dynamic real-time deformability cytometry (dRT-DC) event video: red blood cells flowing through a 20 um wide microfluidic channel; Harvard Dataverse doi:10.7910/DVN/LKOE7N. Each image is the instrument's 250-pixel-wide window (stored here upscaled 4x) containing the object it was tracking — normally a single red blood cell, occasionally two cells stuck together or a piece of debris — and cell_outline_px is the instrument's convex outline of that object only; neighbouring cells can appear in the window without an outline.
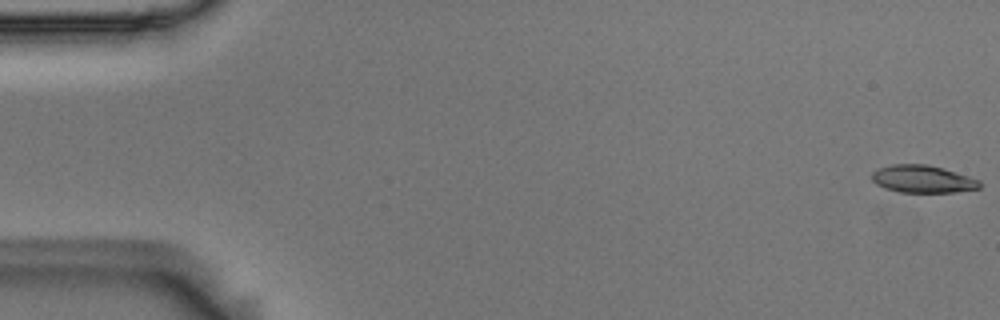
{"species": "Egyptian fruit bat (a non-hibernating species)", "species_latin": "Rousettus aegyptiacus", "temperature_condition": "room temperature", "stored_images_in_passage": 6, "camera_frame_rate_fps": 3000, "um_per_image_px": 0.085, "animal": {"sex": "male"}, "frame": {"image": 1, "passage_image": 1, "time_ms": 0.0, "image_size_px": [1000, 320], "cell_outline_px": [[980, 188], [956, 192], [900, 192], [884, 188], [876, 184], [872, 180], [872, 172], [880, 168], [892, 164], [928, 164], [968, 176], [980, 180]], "centroid_in_image_um": [78.41, 15.22], "position_along_channel_um": 6.6, "area_um2": 17.17}}
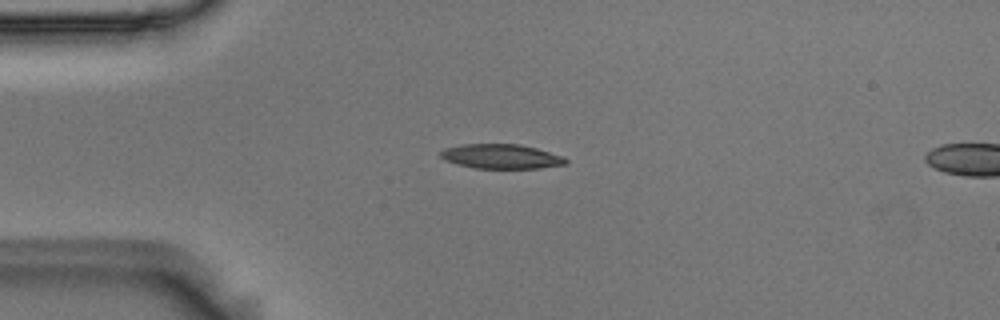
{"frame": {"image": 2, "passage_image": 5, "time_ms": 1.333, "image_size_px": [1000, 320], "cell_outline_px": [[568, 164], [540, 168], [476, 168], [444, 160], [440, 156], [440, 152], [444, 148], [464, 144], [520, 144], [536, 148], [564, 156], [568, 160]], "centroid_in_image_um": [42.64, 13.29], "position_along_channel_um": 42.4, "area_um2": 17.86}}